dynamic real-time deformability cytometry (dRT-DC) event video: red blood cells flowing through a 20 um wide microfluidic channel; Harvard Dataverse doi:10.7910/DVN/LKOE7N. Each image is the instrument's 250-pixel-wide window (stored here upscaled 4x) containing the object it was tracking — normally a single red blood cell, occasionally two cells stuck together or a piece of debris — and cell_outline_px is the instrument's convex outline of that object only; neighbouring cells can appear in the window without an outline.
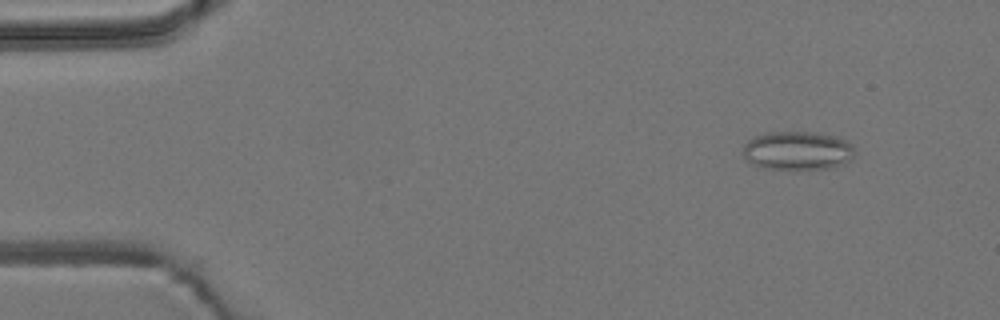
{"species": "common noctule bat (a hibernating species)", "species_latin": "Nyctalus noctula", "temperature_condition": "room temperature", "stored_images_in_passage": 12, "camera_frame_rate_fps": 3000, "um_per_image_px": 0.085, "animal": {"sex": "male", "body_mass_g": 19.2, "forearm_length_mm": 51.8}, "frame": {"image": 1, "passage_image": 1, "time_ms": 0.0, "image_size_px": [1000, 320], "cell_outline_px": [[852, 156], [844, 164], [828, 168], [768, 168], [752, 164], [744, 156], [744, 144], [748, 140], [756, 136], [768, 132], [816, 132], [836, 136], [852, 144]], "centroid_in_image_um": [67.78, 12.78], "position_along_channel_um": 17.2, "area_um2": 24.68}}
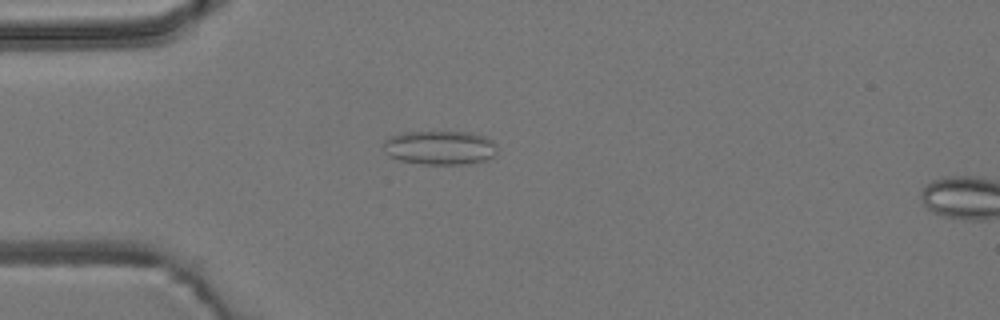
{"frame": {"image": 2, "passage_image": 10, "time_ms": 3.0, "image_size_px": [1000, 320], "cell_outline_px": [[496, 152], [488, 160], [468, 164], [424, 164], [400, 160], [392, 156], [388, 152], [384, 144], [384, 140], [392, 136], [404, 132], [468, 132], [484, 136], [492, 140], [496, 144]], "centroid_in_image_um": [37.45, 12.55], "position_along_channel_um": 47.5, "area_um2": 22.31}}